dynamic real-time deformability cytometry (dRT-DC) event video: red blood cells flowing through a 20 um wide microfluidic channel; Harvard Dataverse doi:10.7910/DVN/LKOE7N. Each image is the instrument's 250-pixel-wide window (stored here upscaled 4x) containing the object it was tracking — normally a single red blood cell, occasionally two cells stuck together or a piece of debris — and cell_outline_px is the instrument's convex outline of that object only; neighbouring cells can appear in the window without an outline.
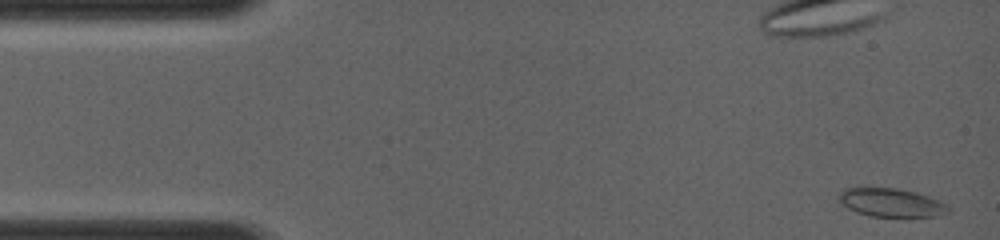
{"species": "common noctule bat (a hibernating species)", "species_latin": "Nyctalus noctula", "temperature_condition": "room temperature", "stored_images_in_passage": 6, "camera_frame_rate_fps": 4000, "um_per_image_px": 0.085, "animal": {"sex": "female", "body_mass_g": 19.0, "forearm_length_mm": 56.7}, "frame": {"image": 1, "passage_image": 1, "time_ms": 0.0, "image_size_px": [1000, 240], "cell_outline_px": [[948, 212], [936, 216], [868, 216], [856, 212], [840, 204], [836, 200], [840, 192], [844, 188], [896, 188], [916, 192], [940, 200], [948, 208]], "centroid_in_image_um": [75.68, 17.21], "position_along_channel_um": 9.3, "area_um2": 18.09}}
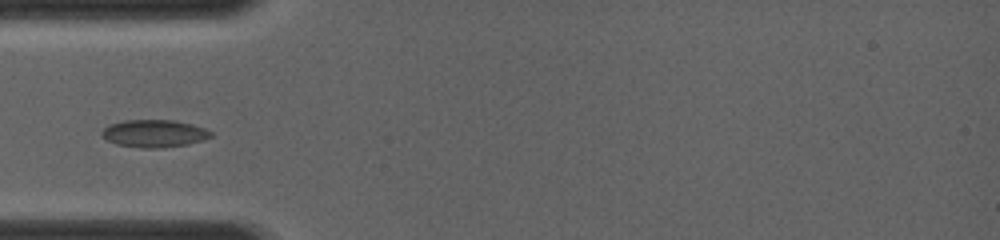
{"frame": {"image": 2, "passage_image": 5, "time_ms": 3.75, "image_size_px": [1000, 240], "cell_outline_px": [[212, 136], [204, 140], [188, 144], [160, 148], [140, 148], [116, 144], [100, 136], [100, 132], [108, 124], [124, 120], [176, 120], [192, 124], [204, 128], [212, 132]], "centroid_in_image_um": [13.09, 11.34], "position_along_channel_um": 71.9, "area_um2": 17.69}}
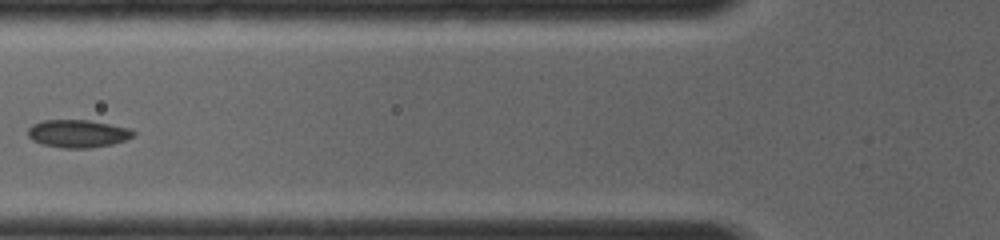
{"frame": {"image": 3, "passage_image": 6, "time_ms": 4.75, "image_size_px": [1000, 240], "cell_outline_px": [[136, 136], [112, 144], [88, 148], [64, 148], [44, 144], [32, 140], [28, 136], [28, 128], [32, 124], [44, 120], [88, 120], [132, 128], [136, 132]], "centroid_in_image_um": [6.65, 11.35], "position_along_channel_um": 119.1, "area_um2": 17.11}}